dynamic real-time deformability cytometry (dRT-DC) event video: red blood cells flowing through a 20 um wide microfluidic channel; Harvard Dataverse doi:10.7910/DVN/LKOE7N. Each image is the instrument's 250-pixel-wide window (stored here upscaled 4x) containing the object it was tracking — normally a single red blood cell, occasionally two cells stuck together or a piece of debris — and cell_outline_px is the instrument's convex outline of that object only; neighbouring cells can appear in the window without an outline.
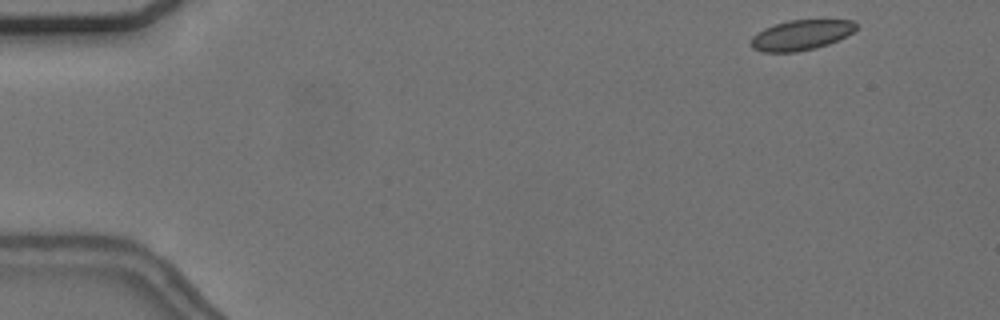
{"species": "common noctule bat (a hibernating species)", "species_latin": "Nyctalus noctula", "temperature_condition": "cold", "stored_images_in_passage": 52, "camera_frame_rate_fps": 3000, "um_per_image_px": 0.085, "animal": {"sex": "female", "body_mass_g": 24.6, "forearm_length_mm": 56.2}, "frame": {"image": 1, "passage_image": 1, "time_ms": 0.0, "image_size_px": [1000, 320], "cell_outline_px": [[856, 28], [852, 32], [828, 44], [816, 48], [796, 52], [764, 52], [752, 48], [752, 36], [756, 32], [764, 28], [788, 20], [852, 20], [856, 24]], "centroid_in_image_um": [68.06, 2.98], "position_along_channel_um": 16.9, "area_um2": 18.26}}
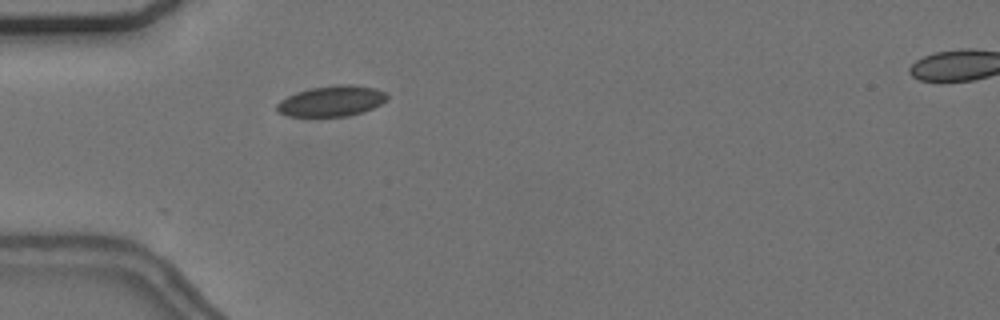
{"frame": {"image": 2, "passage_image": 13, "time_ms": 4.0, "image_size_px": [1000, 320], "cell_outline_px": [[388, 100], [364, 112], [348, 116], [288, 116], [276, 112], [276, 104], [280, 100], [288, 96], [312, 88], [340, 84], [348, 84], [376, 88], [384, 92], [388, 96]], "centroid_in_image_um": [28.2, 8.6], "position_along_channel_um": 56.8, "area_um2": 19.59}}
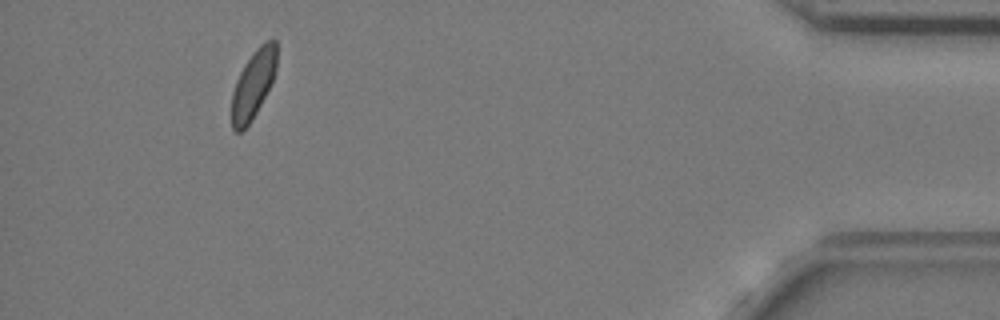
{"frame": {"image": 3, "passage_image": 48, "time_ms": 15.667, "image_size_px": [1000, 320], "cell_outline_px": [[276, 72], [272, 84], [252, 120], [240, 132], [236, 132], [232, 128], [232, 92], [236, 80], [244, 64], [256, 48], [260, 44], [268, 40], [276, 40]], "centroid_in_image_um": [21.53, 7.16], "position_along_channel_um": 413.7, "area_um2": 17.92}, "authors_computed_cell_mechanics": {"area_um2": 18.9873, "velocity_mm_per_s": 3.6587, "shape_relaxation_time_tau1_ms": 9.0279, "shape_relaxation_time_tau2_ms": 1.443, "deformation_change_tau1": 0.1246, "deformation_change_tau2": 0.0381}}